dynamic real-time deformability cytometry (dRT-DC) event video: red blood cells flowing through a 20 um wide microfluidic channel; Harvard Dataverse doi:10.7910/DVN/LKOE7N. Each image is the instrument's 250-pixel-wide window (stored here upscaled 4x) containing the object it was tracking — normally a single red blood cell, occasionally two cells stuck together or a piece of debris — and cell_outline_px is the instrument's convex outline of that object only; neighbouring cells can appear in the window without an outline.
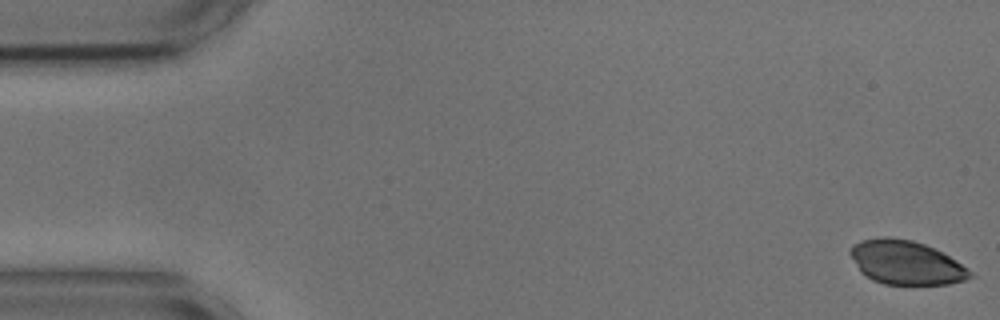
{"species": "common noctule bat (a hibernating species)", "species_latin": "Nyctalus noctula", "temperature_condition": "cold", "stored_images_in_passage": 54, "camera_frame_rate_fps": 3000, "um_per_image_px": 0.085, "animal": {"sex": "male", "body_mass_g": 17.9, "forearm_length_mm": 54.2}, "frame": {"image": 1, "passage_image": 1, "time_ms": 0.0, "image_size_px": [1000, 320], "cell_outline_px": [[976, 276], [964, 280], [948, 284], [884, 284], [872, 280], [864, 276], [860, 272], [848, 252], [852, 244], [860, 240], [880, 236], [888, 236], [912, 240], [924, 244], [944, 252], [968, 268]], "centroid_in_image_um": [76.99, 22.3], "position_along_channel_um": 8.0, "area_um2": 31.1}}
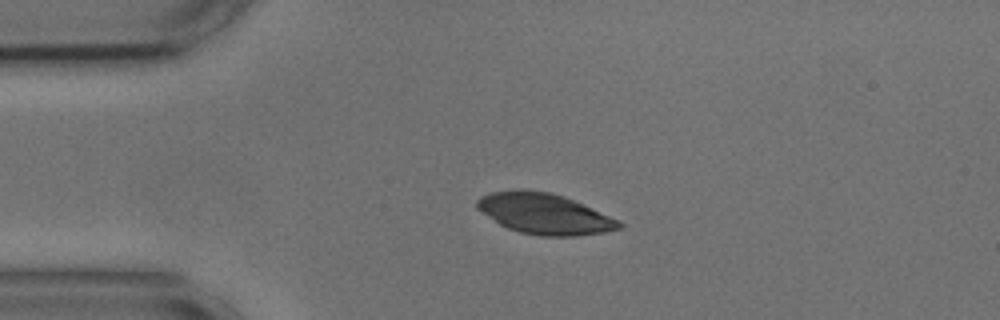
{"frame": {"image": 2, "passage_image": 12, "time_ms": 3.667, "image_size_px": [1000, 320], "cell_outline_px": [[624, 224], [620, 228], [604, 232], [576, 236], [540, 236], [520, 232], [508, 228], [500, 224], [476, 208], [476, 200], [480, 196], [492, 192], [520, 188], [548, 192], [564, 196], [620, 220]], "centroid_in_image_um": [46.27, 18.16], "position_along_channel_um": 38.7, "area_um2": 33.7}}
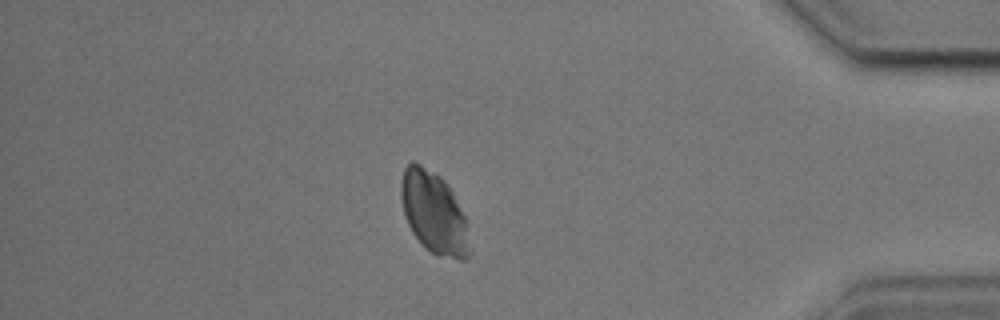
{"frame": {"image": 3, "passage_image": 47, "time_ms": 15.333, "image_size_px": [1000, 320], "cell_outline_px": [[468, 256], [464, 260], [460, 260], [440, 256], [424, 248], [420, 244], [412, 232], [408, 224], [404, 212], [400, 192], [400, 180], [404, 168], [412, 160], [420, 164], [440, 176], [448, 184], [468, 224]], "centroid_in_image_um": [36.85, 18.07], "position_along_channel_um": 398.3, "area_um2": 32.66}}